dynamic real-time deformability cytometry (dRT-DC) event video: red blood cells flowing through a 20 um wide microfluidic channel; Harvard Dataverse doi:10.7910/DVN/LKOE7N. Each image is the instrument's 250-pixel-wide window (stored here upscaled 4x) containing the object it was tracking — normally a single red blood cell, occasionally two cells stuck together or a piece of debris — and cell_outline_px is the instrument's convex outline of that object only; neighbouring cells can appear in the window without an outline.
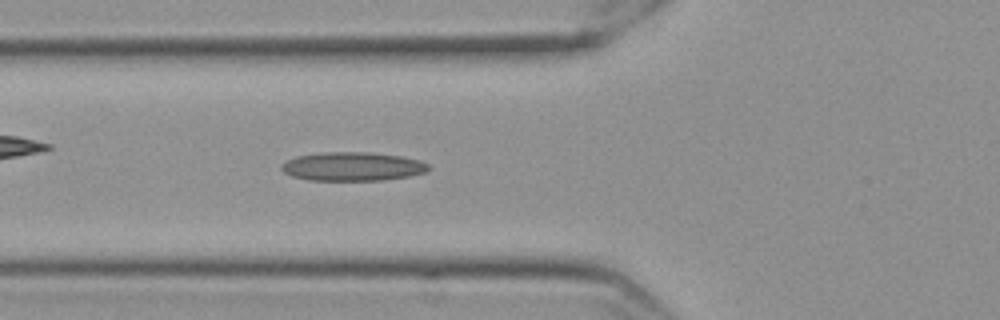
{"species": "Egyptian fruit bat (a non-hibernating species)", "species_latin": "Rousettus aegyptiacus", "temperature_condition": "cold", "stored_images_in_passage": 47, "camera_frame_rate_fps": 3000, "um_per_image_px": 0.085, "frame": {"image": 1, "passage_image": 12, "time_ms": 3.667, "image_size_px": [1000, 320], "cell_outline_px": [[428, 168], [424, 172], [408, 176], [384, 180], [308, 180], [292, 176], [284, 172], [280, 168], [280, 164], [296, 156], [320, 152], [372, 152], [400, 156], [420, 160], [428, 164]], "centroid_in_image_um": [29.92, 14.14], "position_along_channel_um": 95.9, "area_um2": 24.62}}
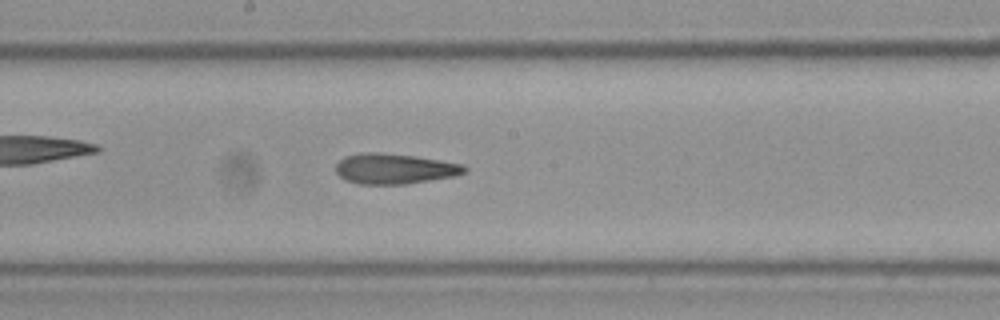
{"frame": {"image": 2, "passage_image": 22, "time_ms": 7.0, "image_size_px": [1000, 320], "cell_outline_px": [[468, 168], [464, 172], [456, 176], [404, 184], [360, 184], [344, 180], [336, 172], [336, 164], [344, 156], [360, 152], [380, 152], [416, 156], [464, 164]], "centroid_in_image_um": [33.52, 14.33], "position_along_channel_um": 214.7, "area_um2": 22.95}}
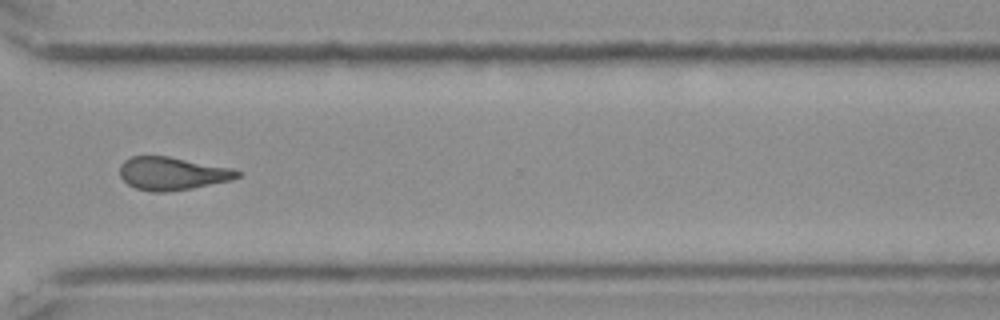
{"frame": {"image": 3, "passage_image": 34, "time_ms": 11.0, "image_size_px": [1000, 320], "cell_outline_px": [[240, 176], [232, 180], [192, 188], [168, 192], [152, 192], [136, 188], [128, 184], [120, 176], [120, 164], [124, 160], [132, 156], [168, 156], [232, 168], [240, 172]], "centroid_in_image_um": [14.63, 14.75], "position_along_channel_um": 356.0, "area_um2": 22.6}, "authors_computed_cell_mechanics": {"area_um2": 22.8888, "velocity_mm_per_s": 3.5378, "shape_relaxation_time_tau1_ms": null, "shape_relaxation_time_tau2_ms": 3.8562, "deformation_change_tau1": null, "deformation_change_tau2": 0.1373}}